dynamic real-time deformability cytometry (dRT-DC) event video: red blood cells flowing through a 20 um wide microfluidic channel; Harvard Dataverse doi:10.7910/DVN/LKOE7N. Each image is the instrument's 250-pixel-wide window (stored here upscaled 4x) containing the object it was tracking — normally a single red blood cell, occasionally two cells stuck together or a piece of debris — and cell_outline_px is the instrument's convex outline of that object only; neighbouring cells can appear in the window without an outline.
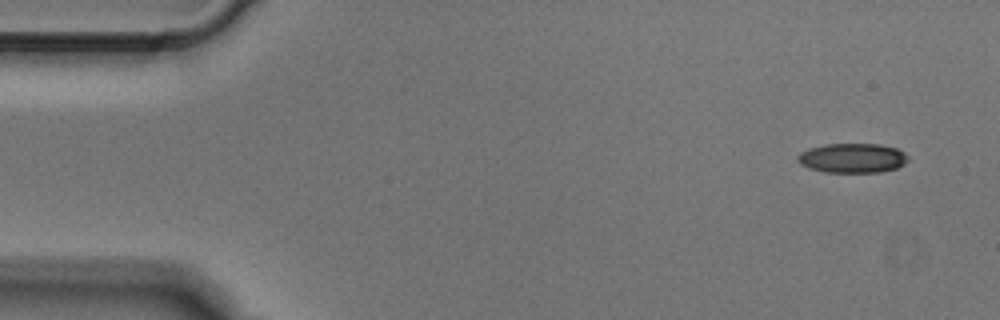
{"species": "Egyptian fruit bat (a non-hibernating species)", "species_latin": "Rousettus aegyptiacus", "temperature_condition": "cold", "stored_images_in_passage": 4, "segment_of_instrument_passage": [1, 2], "camera_frame_rate_fps": 3000, "um_per_image_px": 0.085, "animal": {"sex": "male"}, "frame": {"image": 1, "passage_image": 1, "time_ms": 0.0, "image_size_px": [1000, 320], "cell_outline_px": [[908, 160], [904, 164], [896, 168], [880, 172], [824, 172], [808, 168], [800, 164], [796, 160], [796, 156], [800, 152], [808, 148], [824, 144], [880, 144], [896, 148], [904, 152], [908, 156]], "centroid_in_image_um": [72.42, 13.43], "position_along_channel_um": 12.6, "area_um2": 19.19}}
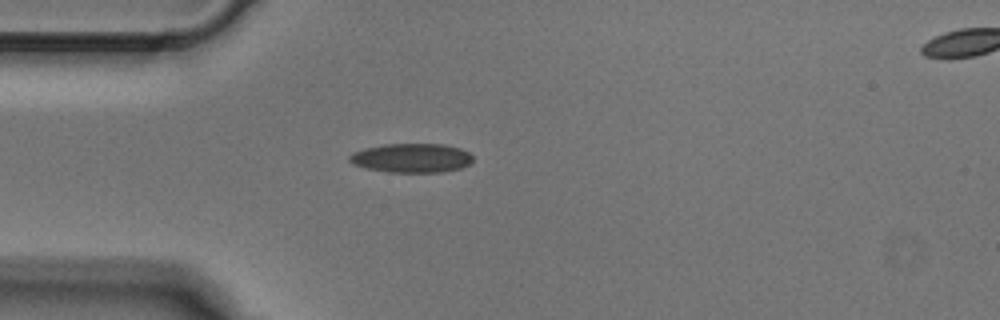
{"frame": {"image": 2, "passage_image": 3, "time_ms": 0.667, "image_size_px": [1000, 320], "cell_outline_px": [[472, 160], [468, 164], [460, 168], [440, 172], [388, 172], [364, 168], [352, 164], [348, 160], [348, 156], [352, 152], [364, 148], [384, 144], [444, 144], [460, 148], [468, 152], [472, 156]], "centroid_in_image_um": [34.93, 13.42], "position_along_channel_um": 50.1, "area_um2": 21.04}}